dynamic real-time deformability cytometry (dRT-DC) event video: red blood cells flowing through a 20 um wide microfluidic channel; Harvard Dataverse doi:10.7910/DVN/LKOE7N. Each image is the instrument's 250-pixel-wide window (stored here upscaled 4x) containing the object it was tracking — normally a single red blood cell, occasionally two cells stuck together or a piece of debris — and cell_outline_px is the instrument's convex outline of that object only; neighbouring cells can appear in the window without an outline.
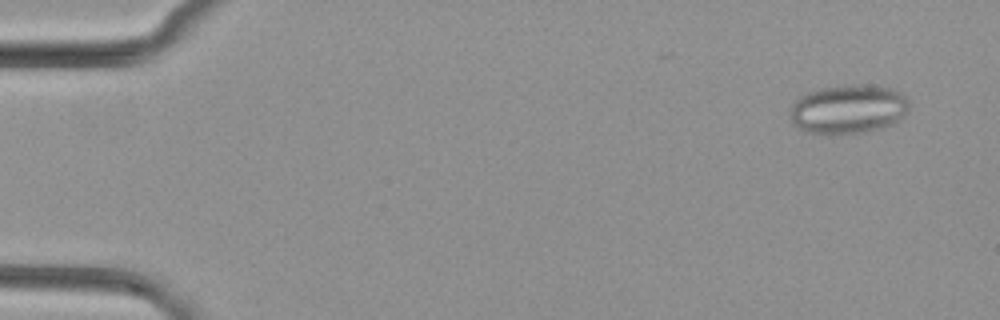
{"species": "common noctule bat (a hibernating species)", "species_latin": "Nyctalus noctula", "temperature_condition": "cold", "stored_images_in_passage": 15, "camera_frame_rate_fps": 3000, "um_per_image_px": 0.085, "animal": {"sex": "female", "body_mass_g": 29.2, "forearm_length_mm": 56.3}, "frame": {"image": 1, "passage_image": 4, "time_ms": 1.0, "image_size_px": [1000, 320], "cell_outline_px": [[908, 108], [900, 120], [892, 124], [868, 132], [832, 136], [808, 132], [796, 128], [792, 124], [792, 104], [800, 96], [808, 92], [820, 88], [844, 84], [860, 84], [888, 88], [900, 92], [908, 100]], "centroid_in_image_um": [72.08, 9.3], "position_along_channel_um": 12.9, "area_um2": 34.45}}